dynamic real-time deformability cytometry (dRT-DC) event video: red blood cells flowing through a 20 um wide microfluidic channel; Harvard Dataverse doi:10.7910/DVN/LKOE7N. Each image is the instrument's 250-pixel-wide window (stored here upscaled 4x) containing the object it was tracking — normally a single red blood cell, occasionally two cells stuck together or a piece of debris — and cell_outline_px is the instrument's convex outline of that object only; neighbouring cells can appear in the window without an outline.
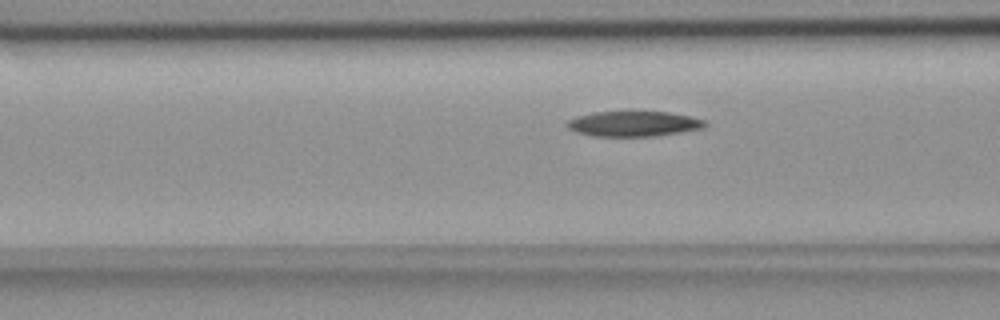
{"species": "common noctule bat (a hibernating species)", "species_latin": "Nyctalus noctula", "temperature_condition": "room temperature", "stored_images_in_passage": 34, "camera_frame_rate_fps": 3000, "um_per_image_px": 0.085, "animal": {"sex": "female", "body_mass_g": 18.4}, "frame": {"image": 1, "passage_image": 7, "time_ms": 2.0, "image_size_px": [1000, 320], "cell_outline_px": [[708, 124], [704, 128], [656, 136], [592, 136], [576, 132], [568, 128], [564, 124], [568, 120], [576, 116], [596, 112], [668, 112], [692, 116], [704, 120]], "centroid_in_image_um": [53.86, 10.52], "position_along_channel_um": 112.7, "area_um2": 20.35}}
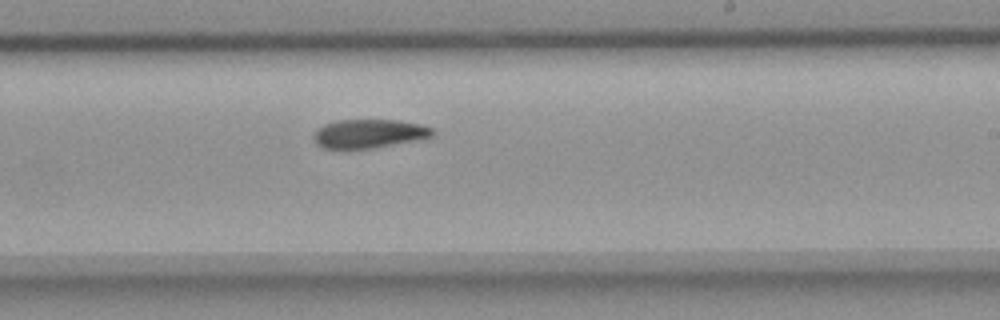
{"frame": {"image": 2, "passage_image": 19, "time_ms": 6.0, "image_size_px": [1000, 320], "cell_outline_px": [[436, 132], [432, 136], [372, 148], [324, 148], [316, 144], [312, 140], [312, 136], [316, 128], [324, 124], [336, 120], [396, 120], [420, 124], [436, 128]], "centroid_in_image_um": [31.32, 11.34], "position_along_channel_um": 257.7, "area_um2": 19.88}}
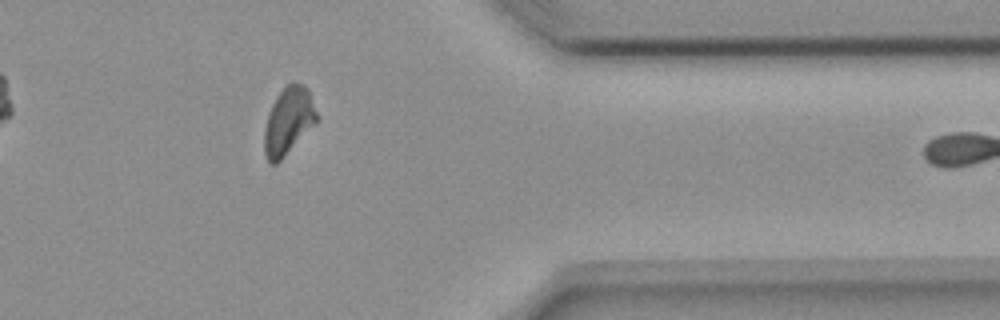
{"frame": {"image": 3, "passage_image": 31, "time_ms": 10.0, "image_size_px": [1000, 320], "cell_outline_px": [[316, 120], [284, 156], [276, 164], [268, 164], [264, 152], [264, 128], [268, 112], [276, 96], [288, 84], [304, 84], [308, 88], [316, 112]], "centroid_in_image_um": [24.45, 10.29], "position_along_channel_um": 386.9, "area_um2": 19.94}, "authors_computed_cell_mechanics": {"area_um2": 20.7213, "velocity_mm_per_s": 3.6404, "shape_relaxation_time_tau1_ms": 8.6379, "shape_relaxation_time_tau2_ms": null, "deformation_change_tau1": 0.2061, "deformation_change_tau2": null}}